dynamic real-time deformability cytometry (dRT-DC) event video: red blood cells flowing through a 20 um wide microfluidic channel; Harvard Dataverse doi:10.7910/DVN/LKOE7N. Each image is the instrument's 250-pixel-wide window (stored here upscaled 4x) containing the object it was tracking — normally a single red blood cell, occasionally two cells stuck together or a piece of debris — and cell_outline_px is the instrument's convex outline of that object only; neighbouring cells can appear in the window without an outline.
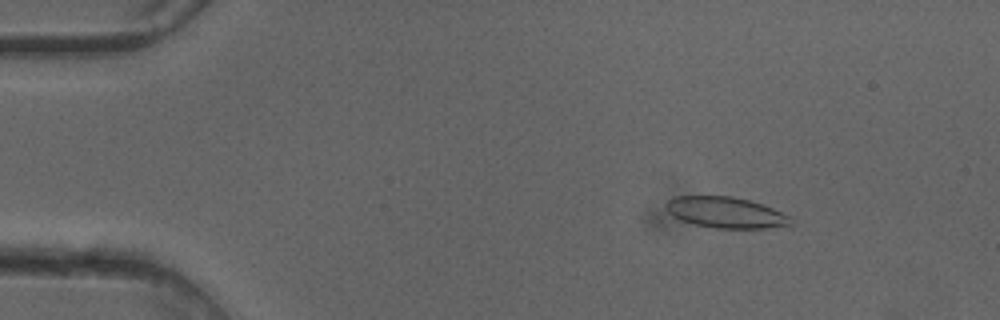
{"species": "common noctule bat (a hibernating species)", "species_latin": "Nyctalus noctula", "temperature_condition": "cold", "stored_images_in_passage": 50, "camera_frame_rate_fps": 3000, "um_per_image_px": 0.085, "animal": {"sex": "female"}, "frame": {"image": 1, "passage_image": 7, "time_ms": 2.0, "image_size_px": [1000, 320], "cell_outline_px": [[792, 224], [768, 228], [716, 228], [696, 224], [684, 220], [668, 212], [664, 208], [664, 204], [668, 200], [676, 196], [732, 196], [748, 200], [772, 208], [792, 216]], "centroid_in_image_um": [61.7, 18.05], "position_along_channel_um": 23.3, "area_um2": 22.31}}
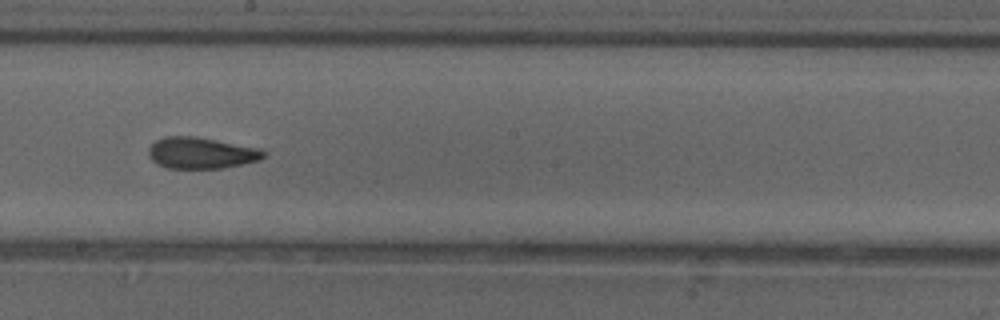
{"frame": {"image": 2, "passage_image": 28, "time_ms": 9.0, "image_size_px": [1000, 320], "cell_outline_px": [[268, 152], [260, 160], [220, 168], [168, 168], [156, 164], [148, 156], [148, 148], [156, 140], [164, 136], [196, 136], [260, 148]], "centroid_in_image_um": [17.08, 12.99], "position_along_channel_um": 231.1, "area_um2": 21.1}}
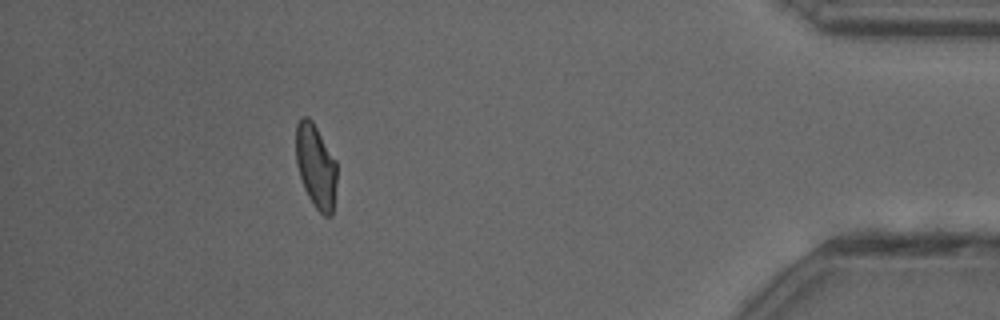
{"frame": {"image": 3, "passage_image": 45, "time_ms": 14.667, "image_size_px": [1000, 320], "cell_outline_px": [[336, 184], [332, 216], [324, 216], [312, 204], [304, 188], [296, 164], [296, 124], [300, 116], [308, 116], [312, 120], [336, 160]], "centroid_in_image_um": [26.84, 14.11], "position_along_channel_um": 408.4, "area_um2": 20.11}, "authors_computed_cell_mechanics": {"area_um2": 21.4438, "velocity_mm_per_s": 4.1024, "shape_relaxation_time_tau1_ms": 9.1091, "shape_relaxation_time_tau2_ms": 2.9685, "deformation_change_tau1": 0.1917, "deformation_change_tau2": 0.0903}}